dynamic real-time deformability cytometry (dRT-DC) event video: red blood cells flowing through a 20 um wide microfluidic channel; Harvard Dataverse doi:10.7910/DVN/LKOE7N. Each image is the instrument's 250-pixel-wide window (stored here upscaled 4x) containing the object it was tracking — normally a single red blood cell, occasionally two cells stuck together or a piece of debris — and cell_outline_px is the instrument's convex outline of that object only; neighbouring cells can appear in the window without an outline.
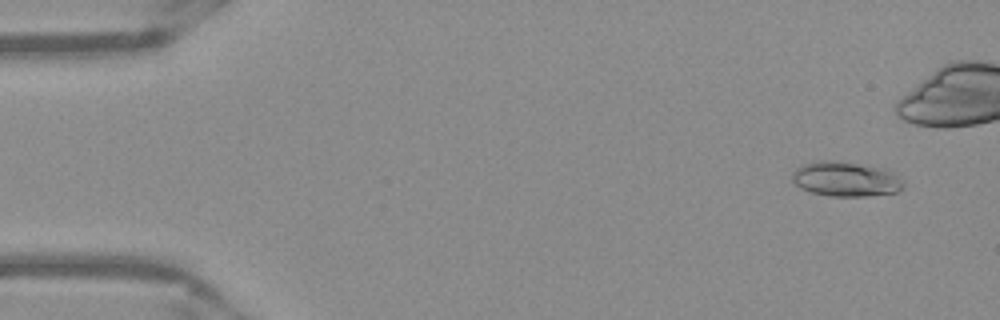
{"species": "Egyptian fruit bat (a non-hibernating species)", "species_latin": "Rousettus aegyptiacus", "temperature_condition": "warm", "stored_images_in_passage": 47, "camera_frame_rate_fps": 3000, "um_per_image_px": 0.085, "frame": {"image": 1, "passage_image": 4, "time_ms": 1.0, "image_size_px": [1000, 320], "cell_outline_px": [[904, 188], [896, 192], [868, 196], [828, 196], [812, 192], [800, 188], [792, 180], [792, 172], [800, 164], [812, 160], [832, 160], [884, 168], [892, 172], [904, 184]], "centroid_in_image_um": [71.83, 15.21], "position_along_channel_um": 13.2, "area_um2": 22.66}}
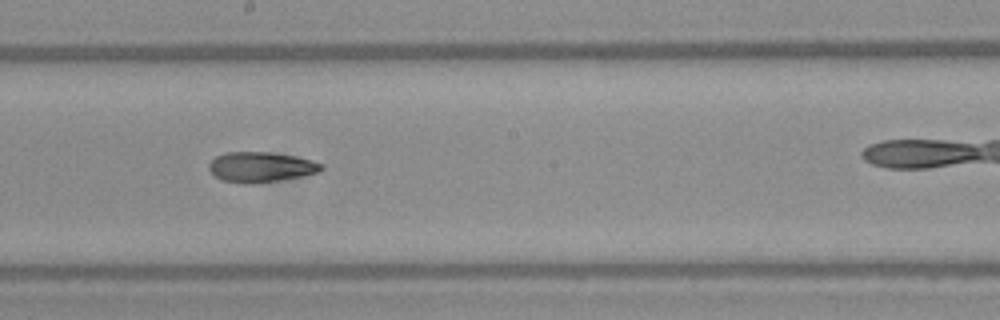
{"frame": {"image": 2, "passage_image": 29, "time_ms": 9.333, "image_size_px": [1000, 320], "cell_outline_px": [[324, 168], [320, 172], [300, 176], [252, 184], [244, 184], [220, 180], [208, 168], [208, 164], [216, 156], [224, 152], [268, 152], [292, 156], [324, 164]], "centroid_in_image_um": [22.13, 14.2], "position_along_channel_um": 226.1, "area_um2": 19.59}}
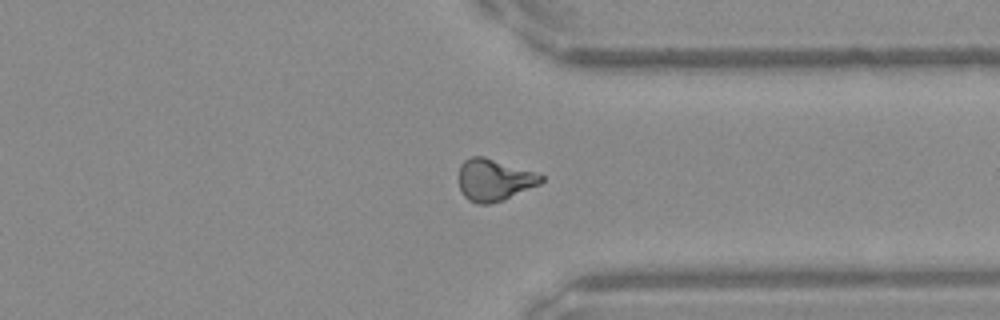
{"frame": {"image": 3, "passage_image": 40, "time_ms": 13.0, "image_size_px": [1000, 320], "cell_outline_px": [[544, 180], [540, 184], [504, 200], [488, 204], [476, 204], [468, 200], [464, 196], [460, 188], [460, 164], [464, 160], [472, 156], [484, 156], [544, 176]], "centroid_in_image_um": [41.99, 15.31], "position_along_channel_um": 369.4, "area_um2": 19.88}, "authors_computed_cell_mechanics": {"area_um2": 19.8832, "velocity_mm_per_s": 3.9492, "shape_relaxation_time_tau1_ms": null, "shape_relaxation_time_tau2_ms": 3.1132, "deformation_change_tau1": null, "deformation_change_tau2": 0.1152}}